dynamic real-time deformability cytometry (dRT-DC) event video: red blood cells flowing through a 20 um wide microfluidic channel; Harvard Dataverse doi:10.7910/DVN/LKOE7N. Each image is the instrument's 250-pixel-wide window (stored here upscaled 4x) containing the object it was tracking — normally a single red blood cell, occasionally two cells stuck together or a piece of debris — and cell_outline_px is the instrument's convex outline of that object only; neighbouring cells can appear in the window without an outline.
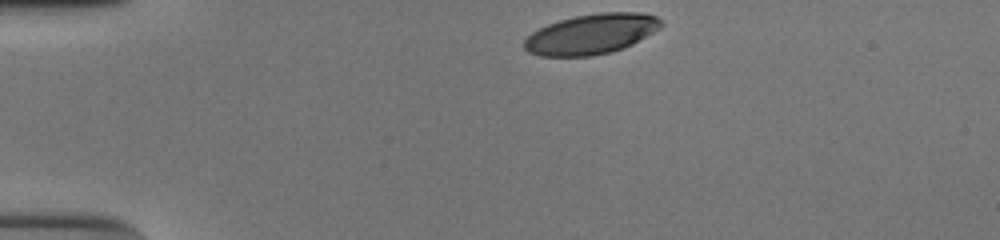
{"species": "human", "species_latin": "Homo sapiens", "temperature_condition": "cold", "stored_images_in_passage": 34, "camera_frame_rate_fps": 3000, "um_per_image_px": 0.085, "donor": {"sex": "male"}, "frame": {"image": 1, "passage_image": 1, "time_ms": 0.0, "image_size_px": [1000, 240], "cell_outline_px": [[664, 24], [660, 28], [632, 44], [624, 48], [612, 52], [592, 56], [540, 56], [528, 52], [524, 48], [524, 40], [532, 32], [548, 24], [560, 20], [576, 16], [600, 12], [644, 12], [656, 16]], "centroid_in_image_um": [50.28, 2.89], "position_along_channel_um": 34.7, "area_um2": 32.08}}
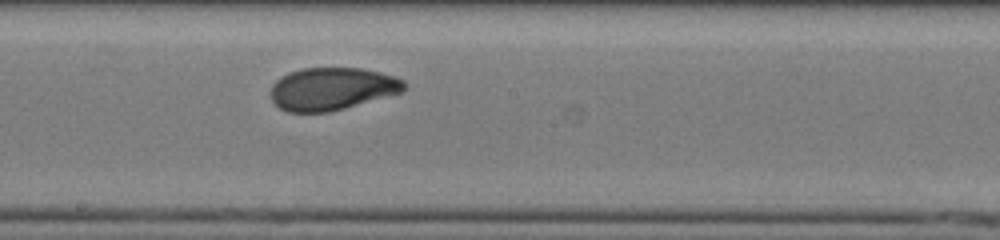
{"frame": {"image": 2, "passage_image": 20, "time_ms": 6.333, "image_size_px": [1000, 240], "cell_outline_px": [[404, 92], [344, 108], [328, 112], [288, 112], [280, 108], [272, 100], [268, 92], [272, 84], [280, 76], [288, 72], [304, 68], [360, 68], [380, 72], [404, 80]], "centroid_in_image_um": [28.17, 7.55], "position_along_channel_um": 220.0, "area_um2": 33.23}}
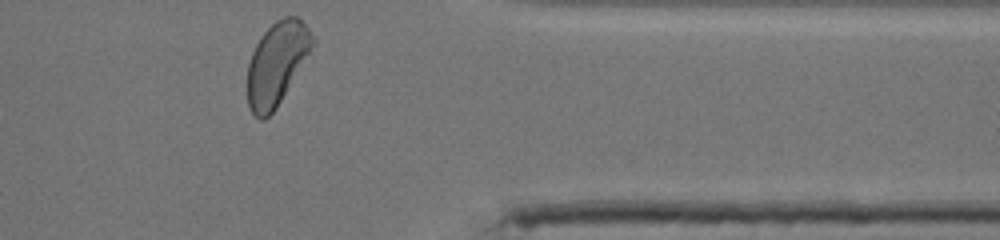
{"frame": {"image": 3, "passage_image": 34, "time_ms": 11.0, "image_size_px": [1000, 240], "cell_outline_px": [[316, 44], [276, 108], [264, 120], [260, 120], [252, 112], [248, 104], [248, 64], [252, 52], [260, 36], [276, 20], [284, 16], [296, 16], [316, 36]], "centroid_in_image_um": [23.56, 5.37], "position_along_channel_um": 387.8, "area_um2": 31.5}, "authors_computed_cell_mechanics": {"area_um2": 33.2639, "velocity_mm_per_s": 3.8421, "shape_relaxation_time_tau1_ms": 2.6282, "shape_relaxation_time_tau2_ms": 1.2909, "deformation_change_tau1": 0.1696, "deformation_change_tau2": 0.0553}}